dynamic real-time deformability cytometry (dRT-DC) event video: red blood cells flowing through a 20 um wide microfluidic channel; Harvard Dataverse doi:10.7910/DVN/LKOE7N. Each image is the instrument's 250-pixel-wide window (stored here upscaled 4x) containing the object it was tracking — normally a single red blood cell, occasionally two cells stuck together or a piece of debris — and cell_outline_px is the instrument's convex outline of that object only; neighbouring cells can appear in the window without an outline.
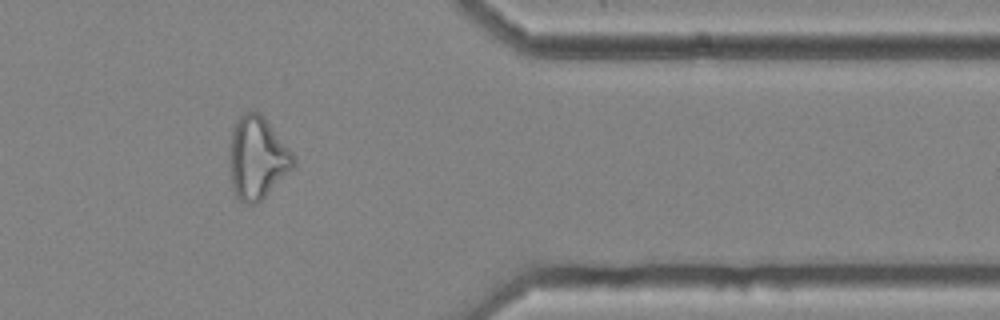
{"species": "common noctule bat (a hibernating species)", "species_latin": "Nyctalus noctula", "temperature_condition": "cold", "stored_images_in_passage": 38, "camera_frame_rate_fps": 3000, "um_per_image_px": 0.085, "animal": {"sex": "female", "body_mass_g": 25.1}, "frame": {"image": 1, "passage_image": 33, "time_ms": 10.667, "image_size_px": [1000, 320], "cell_outline_px": [[296, 164], [256, 204], [248, 204], [240, 200], [236, 196], [232, 184], [228, 160], [232, 128], [240, 116], [244, 112], [260, 112], [264, 116], [296, 156]], "centroid_in_image_um": [21.85, 13.39], "position_along_channel_um": 389.5, "area_um2": 30.63}}